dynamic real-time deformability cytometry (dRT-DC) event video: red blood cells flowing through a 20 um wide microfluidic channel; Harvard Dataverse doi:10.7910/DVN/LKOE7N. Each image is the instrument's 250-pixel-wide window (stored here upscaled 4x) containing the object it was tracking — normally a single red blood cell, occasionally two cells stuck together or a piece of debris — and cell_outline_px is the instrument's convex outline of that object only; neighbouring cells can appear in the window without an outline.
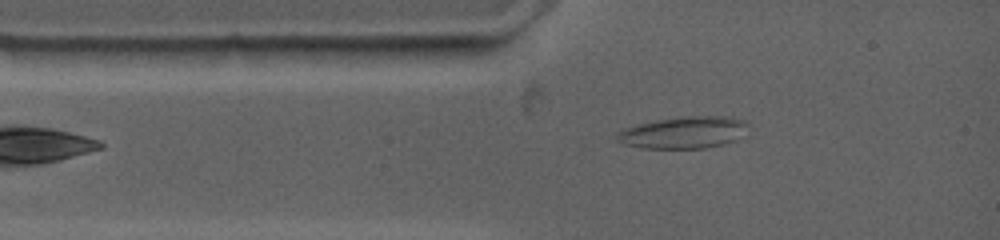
{"species": "common noctule bat (a hibernating species)", "species_latin": "Nyctalus noctula", "temperature_condition": "warm", "stored_images_in_passage": 40, "camera_frame_rate_fps": 4500, "um_per_image_px": 0.085, "animal": {"sex": "female", "body_mass_g": 19.0, "forearm_length_mm": 53.3}, "frame": {"image": 1, "passage_image": 4, "time_ms": 1.333, "image_size_px": [1000, 240], "cell_outline_px": [[748, 136], [724, 144], [708, 148], [644, 148], [620, 144], [616, 140], [616, 132], [620, 128], [636, 124], [676, 116], [732, 116], [744, 120], [748, 124]], "centroid_in_image_um": [58.14, 11.25], "position_along_channel_um": 26.9, "area_um2": 25.32}}
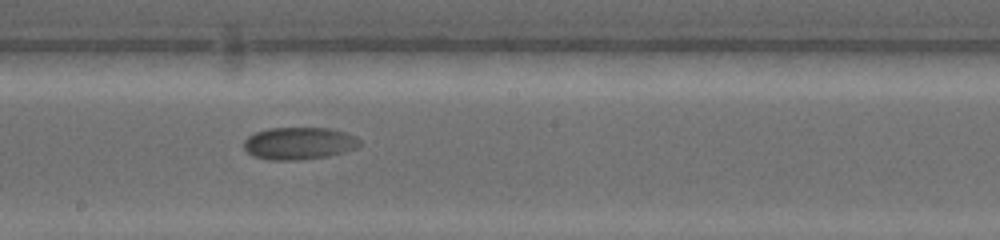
{"frame": {"image": 2, "passage_image": 16, "time_ms": 7.111, "image_size_px": [1000, 240], "cell_outline_px": [[360, 144], [356, 148], [344, 152], [328, 156], [296, 160], [268, 160], [252, 156], [244, 148], [244, 140], [248, 136], [256, 132], [268, 128], [328, 128], [344, 132], [356, 136], [360, 140]], "centroid_in_image_um": [25.4, 12.18], "position_along_channel_um": 222.8, "area_um2": 21.85}}
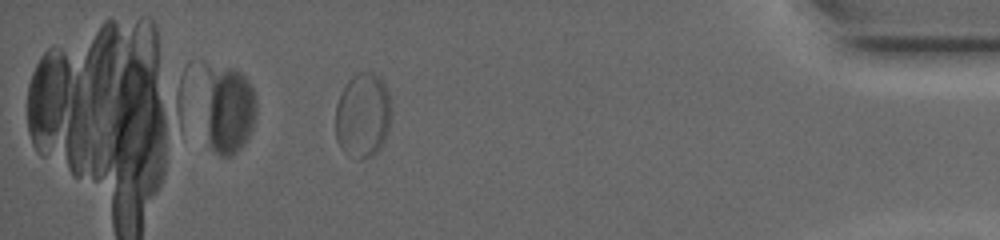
{"frame": {"image": 3, "passage_image": 30, "time_ms": 14.0, "image_size_px": [1000, 240], "cell_outline_px": [[388, 132], [380, 148], [372, 156], [360, 160], [344, 152], [340, 148], [336, 140], [336, 104], [344, 84], [356, 72], [372, 72], [380, 76], [388, 88]], "centroid_in_image_um": [30.8, 9.79], "position_along_channel_um": 404.4, "area_um2": 27.57}, "authors_computed_cell_mechanics": {"area_um2": 25.3453, "velocity_mm_per_s": 3.505, "shape_relaxation_time_tau1_ms": 4.7832, "shape_relaxation_time_tau2_ms": null, "deformation_change_tau1": 0.0858, "deformation_change_tau2": null}}